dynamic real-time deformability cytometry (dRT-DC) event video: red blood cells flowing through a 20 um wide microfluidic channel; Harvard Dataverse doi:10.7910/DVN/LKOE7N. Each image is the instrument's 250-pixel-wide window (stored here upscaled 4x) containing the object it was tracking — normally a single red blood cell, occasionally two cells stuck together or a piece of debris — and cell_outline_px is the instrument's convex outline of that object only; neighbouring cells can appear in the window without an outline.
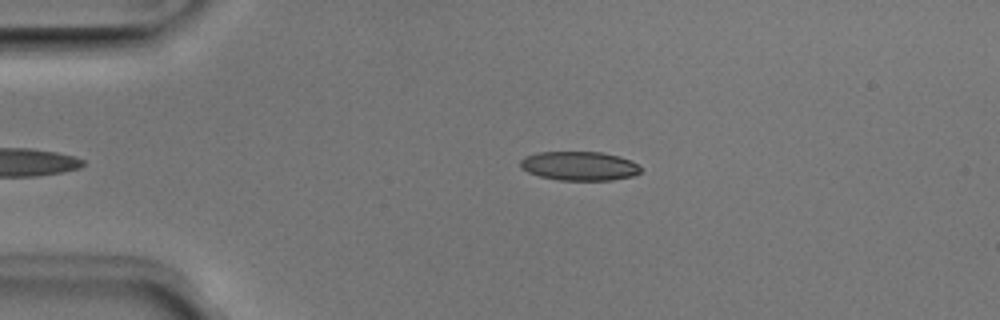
{"species": "Egyptian fruit bat (a non-hibernating species)", "species_latin": "Rousettus aegyptiacus", "temperature_condition": "room temperature", "stored_images_in_passage": 36, "camera_frame_rate_fps": 3000, "um_per_image_px": 0.085, "animal": {"sex": "male"}, "frame": {"image": 1, "passage_image": 2, "time_ms": 0.333, "image_size_px": [1000, 320], "cell_outline_px": [[640, 172], [632, 176], [612, 180], [560, 180], [540, 176], [528, 172], [520, 168], [520, 160], [524, 156], [536, 152], [600, 152], [620, 156], [632, 160], [640, 168]], "centroid_in_image_um": [49.22, 14.1], "position_along_channel_um": 35.8, "area_um2": 20.4}}
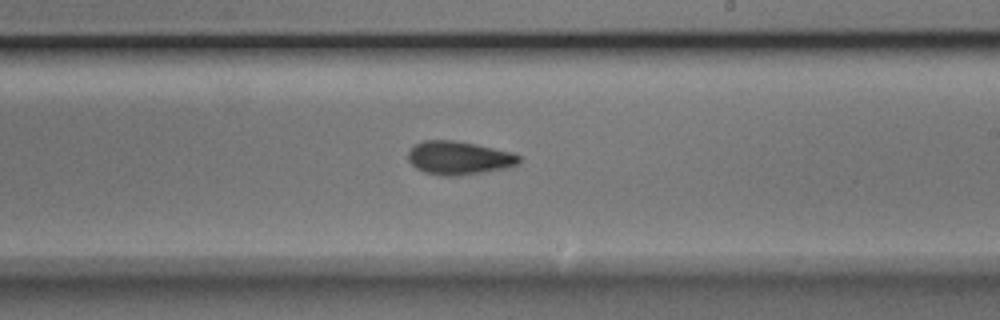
{"frame": {"image": 2, "passage_image": 21, "time_ms": 6.667, "image_size_px": [1000, 320], "cell_outline_px": [[520, 164], [504, 168], [456, 176], [444, 176], [424, 172], [416, 168], [408, 160], [408, 152], [416, 144], [424, 140], [456, 140], [476, 144], [512, 152], [520, 156]], "centroid_in_image_um": [39.0, 13.41], "position_along_channel_um": 250.0, "area_um2": 21.5}}
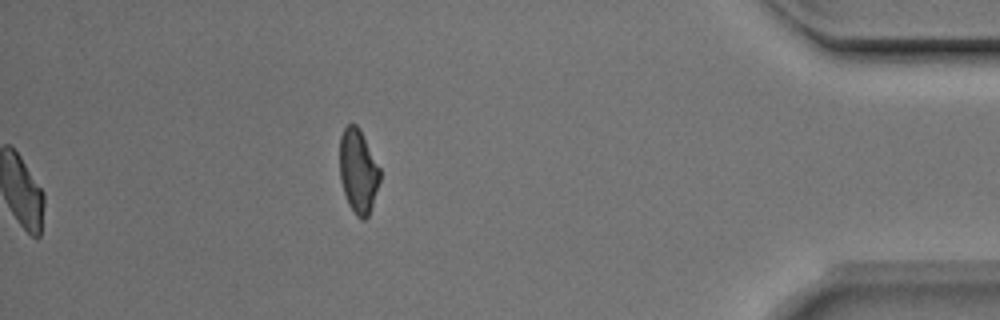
{"frame": {"image": 3, "passage_image": 36, "time_ms": 11.667, "image_size_px": [1000, 320], "cell_outline_px": [[380, 180], [368, 216], [364, 220], [356, 216], [348, 204], [340, 180], [340, 136], [344, 128], [348, 124], [356, 124], [360, 128], [380, 168]], "centroid_in_image_um": [30.44, 14.53], "position_along_channel_um": 404.8, "area_um2": 19.65}, "authors_computed_cell_mechanics": {"area_um2": 20.9525, "velocity_mm_per_s": 3.9956, "shape_relaxation_time_tau1_ms": 5.5221, "shape_relaxation_time_tau2_ms": 2.8192, "deformation_change_tau1": 0.1555, "deformation_change_tau2": 0.1028}}